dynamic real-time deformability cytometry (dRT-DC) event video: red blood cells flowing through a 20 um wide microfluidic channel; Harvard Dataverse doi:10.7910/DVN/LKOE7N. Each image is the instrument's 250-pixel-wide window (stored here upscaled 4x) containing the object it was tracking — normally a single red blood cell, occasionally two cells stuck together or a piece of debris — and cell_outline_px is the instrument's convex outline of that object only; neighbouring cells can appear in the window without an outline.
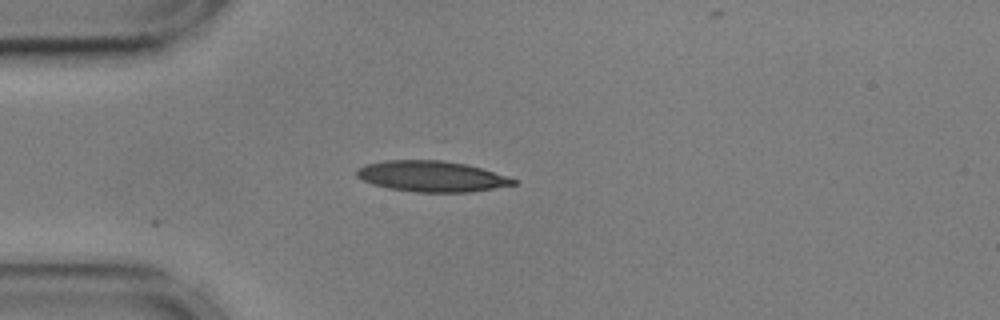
{"species": "common noctule bat (a hibernating species)", "species_latin": "Nyctalus noctula", "temperature_condition": "cold", "stored_images_in_passage": 12, "camera_frame_rate_fps": 3000, "um_per_image_px": 0.085, "animal": {"sex": "male", "body_mass_g": 17.9, "forearm_length_mm": 54.2}, "frame": {"image": 1, "passage_image": 1, "time_ms": 0.0, "image_size_px": [1000, 320], "cell_outline_px": [[516, 184], [468, 192], [416, 192], [388, 188], [372, 184], [356, 176], [356, 168], [364, 164], [384, 160], [444, 160], [468, 164], [508, 176], [516, 180]], "centroid_in_image_um": [36.65, 14.97], "position_along_channel_um": 48.4, "area_um2": 28.21}}